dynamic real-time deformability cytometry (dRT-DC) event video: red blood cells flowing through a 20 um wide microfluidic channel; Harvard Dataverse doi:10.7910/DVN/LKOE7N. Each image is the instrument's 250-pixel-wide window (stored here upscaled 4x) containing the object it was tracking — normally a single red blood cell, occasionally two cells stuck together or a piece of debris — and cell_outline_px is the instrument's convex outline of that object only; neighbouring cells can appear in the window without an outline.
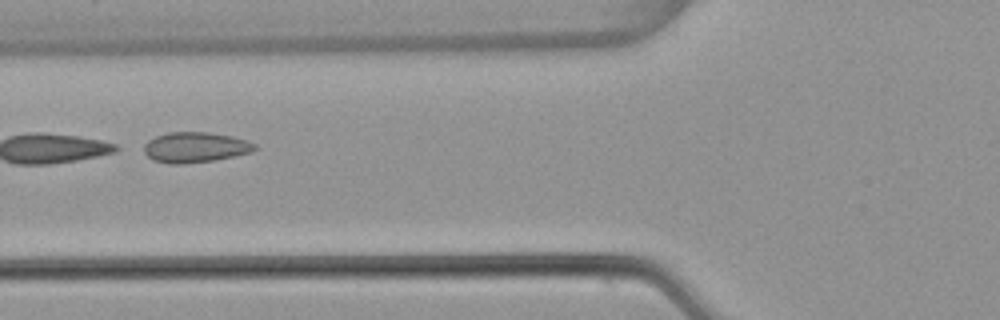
{"species": "common noctule bat (a hibernating species)", "species_latin": "Nyctalus noctula", "temperature_condition": "warm", "stored_images_in_passage": 7, "camera_frame_rate_fps": 3000, "um_per_image_px": 0.085, "animal": {"sex": "female", "body_mass_g": 22.7, "forearm_length_mm": 54.2}, "frame": {"image": 1, "passage_image": 5, "time_ms": 1.333, "image_size_px": [1000, 320], "cell_outline_px": [[260, 148], [252, 152], [216, 160], [184, 164], [168, 164], [152, 160], [144, 152], [144, 144], [148, 140], [156, 136], [168, 132], [208, 132], [232, 136], [248, 140], [256, 144]], "centroid_in_image_um": [16.62, 12.52], "position_along_channel_um": 109.2, "area_um2": 19.94}}